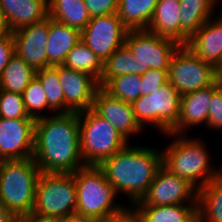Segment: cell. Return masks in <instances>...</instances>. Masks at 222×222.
Returning a JSON list of instances; mask_svg holds the SVG:
<instances>
[{"mask_svg": "<svg viewBox=\"0 0 222 222\" xmlns=\"http://www.w3.org/2000/svg\"><path fill=\"white\" fill-rule=\"evenodd\" d=\"M91 109L128 141L131 134L138 135L144 130L135 118L132 104L111 96L102 87L96 91Z\"/></svg>", "mask_w": 222, "mask_h": 222, "instance_id": "16", "label": "cell"}, {"mask_svg": "<svg viewBox=\"0 0 222 222\" xmlns=\"http://www.w3.org/2000/svg\"><path fill=\"white\" fill-rule=\"evenodd\" d=\"M216 174H217V176H219V177H222V168L220 169V168H216Z\"/></svg>", "mask_w": 222, "mask_h": 222, "instance_id": "45", "label": "cell"}, {"mask_svg": "<svg viewBox=\"0 0 222 222\" xmlns=\"http://www.w3.org/2000/svg\"><path fill=\"white\" fill-rule=\"evenodd\" d=\"M127 206L125 205L115 213L97 218L95 222H140V217L134 206Z\"/></svg>", "mask_w": 222, "mask_h": 222, "instance_id": "37", "label": "cell"}, {"mask_svg": "<svg viewBox=\"0 0 222 222\" xmlns=\"http://www.w3.org/2000/svg\"><path fill=\"white\" fill-rule=\"evenodd\" d=\"M219 87L215 83L207 88L181 95L178 121L170 130V134L185 135L187 129L201 123L207 126L211 96Z\"/></svg>", "mask_w": 222, "mask_h": 222, "instance_id": "17", "label": "cell"}, {"mask_svg": "<svg viewBox=\"0 0 222 222\" xmlns=\"http://www.w3.org/2000/svg\"><path fill=\"white\" fill-rule=\"evenodd\" d=\"M158 0H119L117 14L128 30H146Z\"/></svg>", "mask_w": 222, "mask_h": 222, "instance_id": "26", "label": "cell"}, {"mask_svg": "<svg viewBox=\"0 0 222 222\" xmlns=\"http://www.w3.org/2000/svg\"><path fill=\"white\" fill-rule=\"evenodd\" d=\"M207 127L212 130H222V87L211 96Z\"/></svg>", "mask_w": 222, "mask_h": 222, "instance_id": "35", "label": "cell"}, {"mask_svg": "<svg viewBox=\"0 0 222 222\" xmlns=\"http://www.w3.org/2000/svg\"><path fill=\"white\" fill-rule=\"evenodd\" d=\"M140 222H198L197 204L134 206Z\"/></svg>", "mask_w": 222, "mask_h": 222, "instance_id": "23", "label": "cell"}, {"mask_svg": "<svg viewBox=\"0 0 222 222\" xmlns=\"http://www.w3.org/2000/svg\"><path fill=\"white\" fill-rule=\"evenodd\" d=\"M0 117L7 119L33 118L26 111L22 94L0 90Z\"/></svg>", "mask_w": 222, "mask_h": 222, "instance_id": "33", "label": "cell"}, {"mask_svg": "<svg viewBox=\"0 0 222 222\" xmlns=\"http://www.w3.org/2000/svg\"><path fill=\"white\" fill-rule=\"evenodd\" d=\"M73 178L77 193L76 213L97 219L125 206L117 202L118 194L98 166L86 165L73 172Z\"/></svg>", "mask_w": 222, "mask_h": 222, "instance_id": "5", "label": "cell"}, {"mask_svg": "<svg viewBox=\"0 0 222 222\" xmlns=\"http://www.w3.org/2000/svg\"><path fill=\"white\" fill-rule=\"evenodd\" d=\"M15 216L0 202V222H14Z\"/></svg>", "mask_w": 222, "mask_h": 222, "instance_id": "41", "label": "cell"}, {"mask_svg": "<svg viewBox=\"0 0 222 222\" xmlns=\"http://www.w3.org/2000/svg\"><path fill=\"white\" fill-rule=\"evenodd\" d=\"M216 83L222 87V61L216 66Z\"/></svg>", "mask_w": 222, "mask_h": 222, "instance_id": "42", "label": "cell"}, {"mask_svg": "<svg viewBox=\"0 0 222 222\" xmlns=\"http://www.w3.org/2000/svg\"><path fill=\"white\" fill-rule=\"evenodd\" d=\"M23 102L27 113L34 119L41 118L45 115L41 114L42 110L49 109L55 113L49 106L46 98L45 90L40 80L35 76L22 93Z\"/></svg>", "mask_w": 222, "mask_h": 222, "instance_id": "32", "label": "cell"}, {"mask_svg": "<svg viewBox=\"0 0 222 222\" xmlns=\"http://www.w3.org/2000/svg\"><path fill=\"white\" fill-rule=\"evenodd\" d=\"M175 139L162 151V165L186 179L197 190L217 176L205 143L200 138L165 134ZM200 139V140H199Z\"/></svg>", "mask_w": 222, "mask_h": 222, "instance_id": "3", "label": "cell"}, {"mask_svg": "<svg viewBox=\"0 0 222 222\" xmlns=\"http://www.w3.org/2000/svg\"><path fill=\"white\" fill-rule=\"evenodd\" d=\"M6 159L4 158V156L0 153V170L3 167L4 163H5Z\"/></svg>", "mask_w": 222, "mask_h": 222, "instance_id": "44", "label": "cell"}, {"mask_svg": "<svg viewBox=\"0 0 222 222\" xmlns=\"http://www.w3.org/2000/svg\"><path fill=\"white\" fill-rule=\"evenodd\" d=\"M81 41V31L49 17L47 67L62 65L68 53Z\"/></svg>", "mask_w": 222, "mask_h": 222, "instance_id": "20", "label": "cell"}, {"mask_svg": "<svg viewBox=\"0 0 222 222\" xmlns=\"http://www.w3.org/2000/svg\"><path fill=\"white\" fill-rule=\"evenodd\" d=\"M62 65L72 70L88 73L98 82L103 73V62L83 41H79L75 45Z\"/></svg>", "mask_w": 222, "mask_h": 222, "instance_id": "28", "label": "cell"}, {"mask_svg": "<svg viewBox=\"0 0 222 222\" xmlns=\"http://www.w3.org/2000/svg\"><path fill=\"white\" fill-rule=\"evenodd\" d=\"M79 141L85 165L95 166L130 143L92 109L79 112Z\"/></svg>", "mask_w": 222, "mask_h": 222, "instance_id": "6", "label": "cell"}, {"mask_svg": "<svg viewBox=\"0 0 222 222\" xmlns=\"http://www.w3.org/2000/svg\"><path fill=\"white\" fill-rule=\"evenodd\" d=\"M40 169L33 158L6 160L0 170V202L15 217L32 214Z\"/></svg>", "mask_w": 222, "mask_h": 222, "instance_id": "4", "label": "cell"}, {"mask_svg": "<svg viewBox=\"0 0 222 222\" xmlns=\"http://www.w3.org/2000/svg\"><path fill=\"white\" fill-rule=\"evenodd\" d=\"M127 32L117 13L94 16L81 31V41L104 63L125 44Z\"/></svg>", "mask_w": 222, "mask_h": 222, "instance_id": "12", "label": "cell"}, {"mask_svg": "<svg viewBox=\"0 0 222 222\" xmlns=\"http://www.w3.org/2000/svg\"><path fill=\"white\" fill-rule=\"evenodd\" d=\"M168 71L150 68L140 75L141 78V96L150 95L168 81Z\"/></svg>", "mask_w": 222, "mask_h": 222, "instance_id": "34", "label": "cell"}, {"mask_svg": "<svg viewBox=\"0 0 222 222\" xmlns=\"http://www.w3.org/2000/svg\"><path fill=\"white\" fill-rule=\"evenodd\" d=\"M168 81L180 95L187 94L215 84L216 67L181 45L171 59Z\"/></svg>", "mask_w": 222, "mask_h": 222, "instance_id": "10", "label": "cell"}, {"mask_svg": "<svg viewBox=\"0 0 222 222\" xmlns=\"http://www.w3.org/2000/svg\"><path fill=\"white\" fill-rule=\"evenodd\" d=\"M58 77L65 96V113L92 108L99 82L90 74L58 65Z\"/></svg>", "mask_w": 222, "mask_h": 222, "instance_id": "14", "label": "cell"}, {"mask_svg": "<svg viewBox=\"0 0 222 222\" xmlns=\"http://www.w3.org/2000/svg\"><path fill=\"white\" fill-rule=\"evenodd\" d=\"M55 222H95V219L86 217L79 213L69 214L63 218L55 220Z\"/></svg>", "mask_w": 222, "mask_h": 222, "instance_id": "39", "label": "cell"}, {"mask_svg": "<svg viewBox=\"0 0 222 222\" xmlns=\"http://www.w3.org/2000/svg\"><path fill=\"white\" fill-rule=\"evenodd\" d=\"M14 222H55V220L38 217L33 214L17 216Z\"/></svg>", "mask_w": 222, "mask_h": 222, "instance_id": "40", "label": "cell"}, {"mask_svg": "<svg viewBox=\"0 0 222 222\" xmlns=\"http://www.w3.org/2000/svg\"><path fill=\"white\" fill-rule=\"evenodd\" d=\"M76 202L73 173H40L33 215L57 220L75 213Z\"/></svg>", "mask_w": 222, "mask_h": 222, "instance_id": "7", "label": "cell"}, {"mask_svg": "<svg viewBox=\"0 0 222 222\" xmlns=\"http://www.w3.org/2000/svg\"><path fill=\"white\" fill-rule=\"evenodd\" d=\"M9 32L7 25L4 21V18L2 16V13L0 11V37L3 35H6Z\"/></svg>", "mask_w": 222, "mask_h": 222, "instance_id": "43", "label": "cell"}, {"mask_svg": "<svg viewBox=\"0 0 222 222\" xmlns=\"http://www.w3.org/2000/svg\"><path fill=\"white\" fill-rule=\"evenodd\" d=\"M126 74H136V60L124 44L103 63V73L99 86L103 87L111 78Z\"/></svg>", "mask_w": 222, "mask_h": 222, "instance_id": "30", "label": "cell"}, {"mask_svg": "<svg viewBox=\"0 0 222 222\" xmlns=\"http://www.w3.org/2000/svg\"><path fill=\"white\" fill-rule=\"evenodd\" d=\"M33 160L41 173H73L86 166L80 152L79 113L36 119Z\"/></svg>", "mask_w": 222, "mask_h": 222, "instance_id": "1", "label": "cell"}, {"mask_svg": "<svg viewBox=\"0 0 222 222\" xmlns=\"http://www.w3.org/2000/svg\"><path fill=\"white\" fill-rule=\"evenodd\" d=\"M197 204V189L186 179L171 173L163 165L140 201L133 206Z\"/></svg>", "mask_w": 222, "mask_h": 222, "instance_id": "11", "label": "cell"}, {"mask_svg": "<svg viewBox=\"0 0 222 222\" xmlns=\"http://www.w3.org/2000/svg\"><path fill=\"white\" fill-rule=\"evenodd\" d=\"M180 1L158 0L147 31L180 43Z\"/></svg>", "mask_w": 222, "mask_h": 222, "instance_id": "22", "label": "cell"}, {"mask_svg": "<svg viewBox=\"0 0 222 222\" xmlns=\"http://www.w3.org/2000/svg\"><path fill=\"white\" fill-rule=\"evenodd\" d=\"M111 96L127 103L141 97V78L139 74H126L111 78L103 87Z\"/></svg>", "mask_w": 222, "mask_h": 222, "instance_id": "31", "label": "cell"}, {"mask_svg": "<svg viewBox=\"0 0 222 222\" xmlns=\"http://www.w3.org/2000/svg\"><path fill=\"white\" fill-rule=\"evenodd\" d=\"M180 102V93L167 81L152 94L141 96L134 101L132 108L142 128L146 127V124L152 125L165 136L177 124Z\"/></svg>", "mask_w": 222, "mask_h": 222, "instance_id": "8", "label": "cell"}, {"mask_svg": "<svg viewBox=\"0 0 222 222\" xmlns=\"http://www.w3.org/2000/svg\"><path fill=\"white\" fill-rule=\"evenodd\" d=\"M125 45L136 60V74L142 75L150 68L169 70L171 59L181 46L172 38H165L147 30H128Z\"/></svg>", "mask_w": 222, "mask_h": 222, "instance_id": "9", "label": "cell"}, {"mask_svg": "<svg viewBox=\"0 0 222 222\" xmlns=\"http://www.w3.org/2000/svg\"><path fill=\"white\" fill-rule=\"evenodd\" d=\"M48 16L80 31L91 20L83 0H48Z\"/></svg>", "mask_w": 222, "mask_h": 222, "instance_id": "25", "label": "cell"}, {"mask_svg": "<svg viewBox=\"0 0 222 222\" xmlns=\"http://www.w3.org/2000/svg\"><path fill=\"white\" fill-rule=\"evenodd\" d=\"M35 121L0 117V153L6 160L33 158Z\"/></svg>", "mask_w": 222, "mask_h": 222, "instance_id": "13", "label": "cell"}, {"mask_svg": "<svg viewBox=\"0 0 222 222\" xmlns=\"http://www.w3.org/2000/svg\"><path fill=\"white\" fill-rule=\"evenodd\" d=\"M36 70L28 65L21 57L14 54L0 77V90L22 94Z\"/></svg>", "mask_w": 222, "mask_h": 222, "instance_id": "27", "label": "cell"}, {"mask_svg": "<svg viewBox=\"0 0 222 222\" xmlns=\"http://www.w3.org/2000/svg\"><path fill=\"white\" fill-rule=\"evenodd\" d=\"M15 54V45L12 32L0 37V77L11 57Z\"/></svg>", "mask_w": 222, "mask_h": 222, "instance_id": "38", "label": "cell"}, {"mask_svg": "<svg viewBox=\"0 0 222 222\" xmlns=\"http://www.w3.org/2000/svg\"><path fill=\"white\" fill-rule=\"evenodd\" d=\"M198 222H222V177L197 190Z\"/></svg>", "mask_w": 222, "mask_h": 222, "instance_id": "24", "label": "cell"}, {"mask_svg": "<svg viewBox=\"0 0 222 222\" xmlns=\"http://www.w3.org/2000/svg\"><path fill=\"white\" fill-rule=\"evenodd\" d=\"M35 76L45 90L48 106L55 113H65V96L58 77V65L38 69Z\"/></svg>", "mask_w": 222, "mask_h": 222, "instance_id": "29", "label": "cell"}, {"mask_svg": "<svg viewBox=\"0 0 222 222\" xmlns=\"http://www.w3.org/2000/svg\"><path fill=\"white\" fill-rule=\"evenodd\" d=\"M0 11L10 32L48 17V0H0Z\"/></svg>", "mask_w": 222, "mask_h": 222, "instance_id": "19", "label": "cell"}, {"mask_svg": "<svg viewBox=\"0 0 222 222\" xmlns=\"http://www.w3.org/2000/svg\"><path fill=\"white\" fill-rule=\"evenodd\" d=\"M91 17L117 13L119 0H83Z\"/></svg>", "mask_w": 222, "mask_h": 222, "instance_id": "36", "label": "cell"}, {"mask_svg": "<svg viewBox=\"0 0 222 222\" xmlns=\"http://www.w3.org/2000/svg\"><path fill=\"white\" fill-rule=\"evenodd\" d=\"M49 16L12 32L15 54L35 70L47 67Z\"/></svg>", "mask_w": 222, "mask_h": 222, "instance_id": "15", "label": "cell"}, {"mask_svg": "<svg viewBox=\"0 0 222 222\" xmlns=\"http://www.w3.org/2000/svg\"><path fill=\"white\" fill-rule=\"evenodd\" d=\"M208 19L185 44L204 62L215 67L222 61V13Z\"/></svg>", "mask_w": 222, "mask_h": 222, "instance_id": "18", "label": "cell"}, {"mask_svg": "<svg viewBox=\"0 0 222 222\" xmlns=\"http://www.w3.org/2000/svg\"><path fill=\"white\" fill-rule=\"evenodd\" d=\"M180 1V44L185 45L189 38L210 18L213 17L217 0Z\"/></svg>", "mask_w": 222, "mask_h": 222, "instance_id": "21", "label": "cell"}, {"mask_svg": "<svg viewBox=\"0 0 222 222\" xmlns=\"http://www.w3.org/2000/svg\"><path fill=\"white\" fill-rule=\"evenodd\" d=\"M128 144L98 167L117 194L125 193L130 203L140 201L162 166V151Z\"/></svg>", "mask_w": 222, "mask_h": 222, "instance_id": "2", "label": "cell"}]
</instances>
